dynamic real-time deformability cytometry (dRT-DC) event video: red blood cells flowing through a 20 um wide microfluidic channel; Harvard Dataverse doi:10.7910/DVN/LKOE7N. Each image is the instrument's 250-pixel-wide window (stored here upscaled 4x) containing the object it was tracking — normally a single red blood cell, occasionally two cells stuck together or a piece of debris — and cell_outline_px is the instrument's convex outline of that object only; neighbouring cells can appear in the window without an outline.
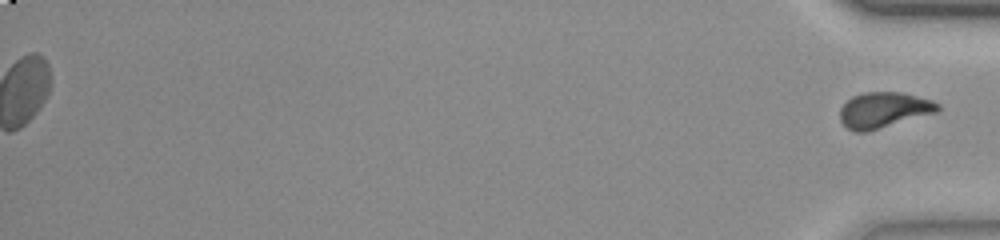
{"species": "common noctule bat (a hibernating species)", "species_latin": "Nyctalus noctula", "temperature_condition": "room temperature", "stored_images_in_passage": 38, "segment_of_instrument_passage": [2, 2], "camera_frame_rate_fps": 3000, "um_per_image_px": 0.085, "animal": {"sex": "female", "body_mass_g": 23.0, "forearm_length_mm": 53.4}, "frame": {"image": 1, "passage_image": 38, "time_ms": 12.333, "image_size_px": [1000, 240], "cell_outline_px": [[940, 108], [936, 112], [864, 132], [856, 132], [848, 128], [840, 120], [840, 108], [852, 96], [864, 92], [900, 92], [932, 100], [940, 104]], "centroid_in_image_um": [75.1, 9.33], "position_along_channel_um": 360.1, "area_um2": 19.94}}